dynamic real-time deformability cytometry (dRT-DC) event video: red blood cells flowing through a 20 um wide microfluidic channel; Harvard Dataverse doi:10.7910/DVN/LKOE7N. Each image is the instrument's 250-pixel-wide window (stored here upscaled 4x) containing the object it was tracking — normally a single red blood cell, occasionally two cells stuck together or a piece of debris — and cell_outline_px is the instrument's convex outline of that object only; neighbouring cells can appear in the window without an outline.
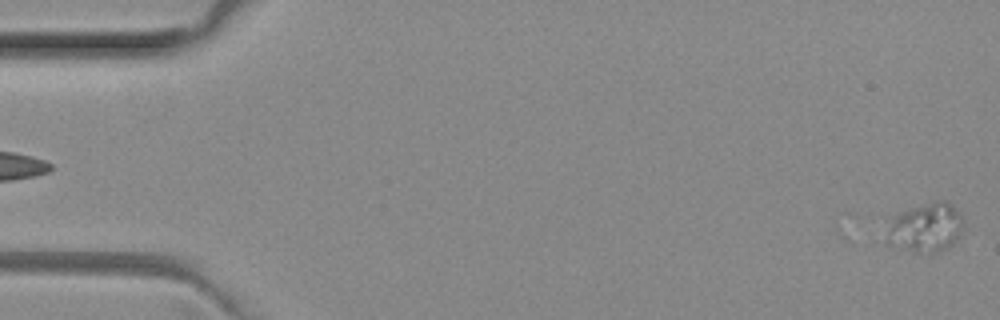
{"species": "common noctule bat (a hibernating species)", "species_latin": "Nyctalus noctula", "temperature_condition": "room temperature", "stored_images_in_passage": 5, "segment_of_instrument_passage": [2, 2], "camera_frame_rate_fps": 3000, "um_per_image_px": 0.085, "animal": {"sex": "female", "body_mass_g": 29.2, "forearm_length_mm": 56.3}, "frame": {"image": 1, "passage_image": 5, "time_ms": 1.333, "image_size_px": [1000, 320], "cell_outline_px": [[960, 232], [952, 244], [944, 248], [932, 252], [916, 252], [904, 244], [892, 228], [888, 216], [936, 200], [944, 200], [952, 204], [960, 216]], "centroid_in_image_um": [78.84, 19.22], "position_along_channel_um": 6.2, "area_um2": 19.65}}